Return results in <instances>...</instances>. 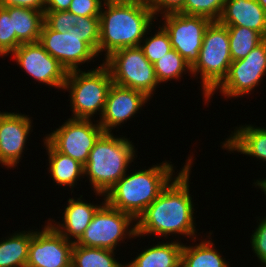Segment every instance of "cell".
Wrapping results in <instances>:
<instances>
[{
    "label": "cell",
    "mask_w": 266,
    "mask_h": 267,
    "mask_svg": "<svg viewBox=\"0 0 266 267\" xmlns=\"http://www.w3.org/2000/svg\"><path fill=\"white\" fill-rule=\"evenodd\" d=\"M75 26L82 32L83 41H85L98 55L99 44V17L79 16Z\"/></svg>",
    "instance_id": "obj_33"
},
{
    "label": "cell",
    "mask_w": 266,
    "mask_h": 267,
    "mask_svg": "<svg viewBox=\"0 0 266 267\" xmlns=\"http://www.w3.org/2000/svg\"><path fill=\"white\" fill-rule=\"evenodd\" d=\"M231 63L228 29L218 21H212L205 30L199 59L191 68L192 77L201 80L204 102L226 77Z\"/></svg>",
    "instance_id": "obj_6"
},
{
    "label": "cell",
    "mask_w": 266,
    "mask_h": 267,
    "mask_svg": "<svg viewBox=\"0 0 266 267\" xmlns=\"http://www.w3.org/2000/svg\"><path fill=\"white\" fill-rule=\"evenodd\" d=\"M102 63L109 69L113 83L139 90L153 98L159 82L152 63L138 47L122 48L112 52Z\"/></svg>",
    "instance_id": "obj_7"
},
{
    "label": "cell",
    "mask_w": 266,
    "mask_h": 267,
    "mask_svg": "<svg viewBox=\"0 0 266 267\" xmlns=\"http://www.w3.org/2000/svg\"><path fill=\"white\" fill-rule=\"evenodd\" d=\"M94 122V123H93ZM43 137L56 151L85 165L95 142L104 133L94 119L68 118L61 126Z\"/></svg>",
    "instance_id": "obj_10"
},
{
    "label": "cell",
    "mask_w": 266,
    "mask_h": 267,
    "mask_svg": "<svg viewBox=\"0 0 266 267\" xmlns=\"http://www.w3.org/2000/svg\"><path fill=\"white\" fill-rule=\"evenodd\" d=\"M12 19L13 31L21 43L38 42L44 24V12L29 8L3 7Z\"/></svg>",
    "instance_id": "obj_23"
},
{
    "label": "cell",
    "mask_w": 266,
    "mask_h": 267,
    "mask_svg": "<svg viewBox=\"0 0 266 267\" xmlns=\"http://www.w3.org/2000/svg\"><path fill=\"white\" fill-rule=\"evenodd\" d=\"M72 0H45V11H67Z\"/></svg>",
    "instance_id": "obj_37"
},
{
    "label": "cell",
    "mask_w": 266,
    "mask_h": 267,
    "mask_svg": "<svg viewBox=\"0 0 266 267\" xmlns=\"http://www.w3.org/2000/svg\"><path fill=\"white\" fill-rule=\"evenodd\" d=\"M218 22L252 29L266 39V13L256 0H226Z\"/></svg>",
    "instance_id": "obj_18"
},
{
    "label": "cell",
    "mask_w": 266,
    "mask_h": 267,
    "mask_svg": "<svg viewBox=\"0 0 266 267\" xmlns=\"http://www.w3.org/2000/svg\"><path fill=\"white\" fill-rule=\"evenodd\" d=\"M89 70H73L67 73L63 86L69 92L70 111L73 119H94L102 116L107 93L113 83L109 69L98 63ZM87 71V72H86Z\"/></svg>",
    "instance_id": "obj_5"
},
{
    "label": "cell",
    "mask_w": 266,
    "mask_h": 267,
    "mask_svg": "<svg viewBox=\"0 0 266 267\" xmlns=\"http://www.w3.org/2000/svg\"><path fill=\"white\" fill-rule=\"evenodd\" d=\"M253 186H255V188H259L262 192H264L265 196H266V178H262V179H257L254 180ZM266 199V198H265Z\"/></svg>",
    "instance_id": "obj_38"
},
{
    "label": "cell",
    "mask_w": 266,
    "mask_h": 267,
    "mask_svg": "<svg viewBox=\"0 0 266 267\" xmlns=\"http://www.w3.org/2000/svg\"><path fill=\"white\" fill-rule=\"evenodd\" d=\"M208 236L198 240L195 245L187 243L183 244L181 250L180 267H231L230 262L224 258L212 241L211 235L213 231H209ZM209 239V240H208Z\"/></svg>",
    "instance_id": "obj_22"
},
{
    "label": "cell",
    "mask_w": 266,
    "mask_h": 267,
    "mask_svg": "<svg viewBox=\"0 0 266 267\" xmlns=\"http://www.w3.org/2000/svg\"><path fill=\"white\" fill-rule=\"evenodd\" d=\"M0 7H20L45 11V0H0Z\"/></svg>",
    "instance_id": "obj_36"
},
{
    "label": "cell",
    "mask_w": 266,
    "mask_h": 267,
    "mask_svg": "<svg viewBox=\"0 0 266 267\" xmlns=\"http://www.w3.org/2000/svg\"><path fill=\"white\" fill-rule=\"evenodd\" d=\"M13 61L33 80L62 90L67 70L39 42L21 44L12 54Z\"/></svg>",
    "instance_id": "obj_13"
},
{
    "label": "cell",
    "mask_w": 266,
    "mask_h": 267,
    "mask_svg": "<svg viewBox=\"0 0 266 267\" xmlns=\"http://www.w3.org/2000/svg\"><path fill=\"white\" fill-rule=\"evenodd\" d=\"M104 200V201H103ZM67 205L64 207L62 213V221H55V219H48L51 224L67 241L76 243L83 235L85 229L90 224L96 211L106 202L103 197L102 202L91 203L80 197H70L67 200Z\"/></svg>",
    "instance_id": "obj_17"
},
{
    "label": "cell",
    "mask_w": 266,
    "mask_h": 267,
    "mask_svg": "<svg viewBox=\"0 0 266 267\" xmlns=\"http://www.w3.org/2000/svg\"><path fill=\"white\" fill-rule=\"evenodd\" d=\"M38 42L60 62L67 72L81 70L79 68L81 65L91 61L94 63L95 60L100 59L97 53L83 41L82 32L76 26L60 33L52 30L44 22Z\"/></svg>",
    "instance_id": "obj_11"
},
{
    "label": "cell",
    "mask_w": 266,
    "mask_h": 267,
    "mask_svg": "<svg viewBox=\"0 0 266 267\" xmlns=\"http://www.w3.org/2000/svg\"><path fill=\"white\" fill-rule=\"evenodd\" d=\"M156 27H158L156 30L157 32H151V27L147 31L139 46L143 50L144 56L152 64H154V62L163 57L164 54L168 53L172 49L168 33L161 25ZM152 33H154V35Z\"/></svg>",
    "instance_id": "obj_28"
},
{
    "label": "cell",
    "mask_w": 266,
    "mask_h": 267,
    "mask_svg": "<svg viewBox=\"0 0 266 267\" xmlns=\"http://www.w3.org/2000/svg\"><path fill=\"white\" fill-rule=\"evenodd\" d=\"M32 229L15 231L0 240V267H26Z\"/></svg>",
    "instance_id": "obj_24"
},
{
    "label": "cell",
    "mask_w": 266,
    "mask_h": 267,
    "mask_svg": "<svg viewBox=\"0 0 266 267\" xmlns=\"http://www.w3.org/2000/svg\"><path fill=\"white\" fill-rule=\"evenodd\" d=\"M79 16L70 11L44 12V22L54 31L64 33L78 22Z\"/></svg>",
    "instance_id": "obj_32"
},
{
    "label": "cell",
    "mask_w": 266,
    "mask_h": 267,
    "mask_svg": "<svg viewBox=\"0 0 266 267\" xmlns=\"http://www.w3.org/2000/svg\"><path fill=\"white\" fill-rule=\"evenodd\" d=\"M264 76H266V39L253 48L245 58L232 61L226 77L206 97L205 103L209 105L217 91L225 100L251 95L255 88L260 86Z\"/></svg>",
    "instance_id": "obj_9"
},
{
    "label": "cell",
    "mask_w": 266,
    "mask_h": 267,
    "mask_svg": "<svg viewBox=\"0 0 266 267\" xmlns=\"http://www.w3.org/2000/svg\"><path fill=\"white\" fill-rule=\"evenodd\" d=\"M150 100L151 98L139 90L112 83L102 116L97 121L104 132H112L118 126L121 128L122 124L127 123L126 121H131Z\"/></svg>",
    "instance_id": "obj_16"
},
{
    "label": "cell",
    "mask_w": 266,
    "mask_h": 267,
    "mask_svg": "<svg viewBox=\"0 0 266 267\" xmlns=\"http://www.w3.org/2000/svg\"><path fill=\"white\" fill-rule=\"evenodd\" d=\"M226 0H184L179 11L186 15L203 16L211 21H218Z\"/></svg>",
    "instance_id": "obj_29"
},
{
    "label": "cell",
    "mask_w": 266,
    "mask_h": 267,
    "mask_svg": "<svg viewBox=\"0 0 266 267\" xmlns=\"http://www.w3.org/2000/svg\"><path fill=\"white\" fill-rule=\"evenodd\" d=\"M257 228L252 231L250 243L251 249L260 262V267H266V215L264 217H256ZM259 221V222H258Z\"/></svg>",
    "instance_id": "obj_31"
},
{
    "label": "cell",
    "mask_w": 266,
    "mask_h": 267,
    "mask_svg": "<svg viewBox=\"0 0 266 267\" xmlns=\"http://www.w3.org/2000/svg\"><path fill=\"white\" fill-rule=\"evenodd\" d=\"M105 0H72L68 11L83 17H99Z\"/></svg>",
    "instance_id": "obj_34"
},
{
    "label": "cell",
    "mask_w": 266,
    "mask_h": 267,
    "mask_svg": "<svg viewBox=\"0 0 266 267\" xmlns=\"http://www.w3.org/2000/svg\"><path fill=\"white\" fill-rule=\"evenodd\" d=\"M32 117L21 112L0 111V164L8 170L18 167L28 138L33 132ZM26 148V150H25Z\"/></svg>",
    "instance_id": "obj_15"
},
{
    "label": "cell",
    "mask_w": 266,
    "mask_h": 267,
    "mask_svg": "<svg viewBox=\"0 0 266 267\" xmlns=\"http://www.w3.org/2000/svg\"><path fill=\"white\" fill-rule=\"evenodd\" d=\"M126 136L104 132L95 142L84 165V177L96 197L105 194L127 173L135 162L137 148Z\"/></svg>",
    "instance_id": "obj_4"
},
{
    "label": "cell",
    "mask_w": 266,
    "mask_h": 267,
    "mask_svg": "<svg viewBox=\"0 0 266 267\" xmlns=\"http://www.w3.org/2000/svg\"><path fill=\"white\" fill-rule=\"evenodd\" d=\"M147 1L156 18L169 13H177L182 9L184 5V0H147Z\"/></svg>",
    "instance_id": "obj_35"
},
{
    "label": "cell",
    "mask_w": 266,
    "mask_h": 267,
    "mask_svg": "<svg viewBox=\"0 0 266 267\" xmlns=\"http://www.w3.org/2000/svg\"><path fill=\"white\" fill-rule=\"evenodd\" d=\"M44 149H46V153L48 155V173L51 176L53 183H56L55 186L58 185L64 187H70L72 190L71 194L74 191V187L77 186V181H82L84 177V165L74 160L73 158L56 151L44 138ZM82 178V180H81Z\"/></svg>",
    "instance_id": "obj_20"
},
{
    "label": "cell",
    "mask_w": 266,
    "mask_h": 267,
    "mask_svg": "<svg viewBox=\"0 0 266 267\" xmlns=\"http://www.w3.org/2000/svg\"><path fill=\"white\" fill-rule=\"evenodd\" d=\"M266 13V0H256Z\"/></svg>",
    "instance_id": "obj_39"
},
{
    "label": "cell",
    "mask_w": 266,
    "mask_h": 267,
    "mask_svg": "<svg viewBox=\"0 0 266 267\" xmlns=\"http://www.w3.org/2000/svg\"><path fill=\"white\" fill-rule=\"evenodd\" d=\"M194 154L189 155L178 174L160 192L159 196L138 216L136 236H158L159 239L170 236H184L197 241L195 208L190 194V174L194 165ZM195 219V220H194ZM150 234V235H149ZM178 234V235H177ZM161 237V238H160Z\"/></svg>",
    "instance_id": "obj_1"
},
{
    "label": "cell",
    "mask_w": 266,
    "mask_h": 267,
    "mask_svg": "<svg viewBox=\"0 0 266 267\" xmlns=\"http://www.w3.org/2000/svg\"><path fill=\"white\" fill-rule=\"evenodd\" d=\"M220 147L231 154L234 152L244 154L255 159L266 161V127L245 124L235 126Z\"/></svg>",
    "instance_id": "obj_19"
},
{
    "label": "cell",
    "mask_w": 266,
    "mask_h": 267,
    "mask_svg": "<svg viewBox=\"0 0 266 267\" xmlns=\"http://www.w3.org/2000/svg\"><path fill=\"white\" fill-rule=\"evenodd\" d=\"M45 221L42 229L32 228L26 267H71L74 243Z\"/></svg>",
    "instance_id": "obj_14"
},
{
    "label": "cell",
    "mask_w": 266,
    "mask_h": 267,
    "mask_svg": "<svg viewBox=\"0 0 266 267\" xmlns=\"http://www.w3.org/2000/svg\"><path fill=\"white\" fill-rule=\"evenodd\" d=\"M153 66L159 84L164 83V86L168 81L174 79L179 81L187 73V76L192 77L191 67L175 49H171L164 54L163 57L154 62Z\"/></svg>",
    "instance_id": "obj_26"
},
{
    "label": "cell",
    "mask_w": 266,
    "mask_h": 267,
    "mask_svg": "<svg viewBox=\"0 0 266 267\" xmlns=\"http://www.w3.org/2000/svg\"><path fill=\"white\" fill-rule=\"evenodd\" d=\"M155 20L147 0H105L99 16L98 57L140 46Z\"/></svg>",
    "instance_id": "obj_2"
},
{
    "label": "cell",
    "mask_w": 266,
    "mask_h": 267,
    "mask_svg": "<svg viewBox=\"0 0 266 267\" xmlns=\"http://www.w3.org/2000/svg\"><path fill=\"white\" fill-rule=\"evenodd\" d=\"M229 34L230 55L232 61L245 58L250 51L265 38L252 29L240 26H226Z\"/></svg>",
    "instance_id": "obj_27"
},
{
    "label": "cell",
    "mask_w": 266,
    "mask_h": 267,
    "mask_svg": "<svg viewBox=\"0 0 266 267\" xmlns=\"http://www.w3.org/2000/svg\"><path fill=\"white\" fill-rule=\"evenodd\" d=\"M160 17L159 24L168 33L172 49H175L192 68L199 59L205 30L212 21L203 16L180 12Z\"/></svg>",
    "instance_id": "obj_12"
},
{
    "label": "cell",
    "mask_w": 266,
    "mask_h": 267,
    "mask_svg": "<svg viewBox=\"0 0 266 267\" xmlns=\"http://www.w3.org/2000/svg\"><path fill=\"white\" fill-rule=\"evenodd\" d=\"M164 242L144 247L136 257L126 263V267H180L183 242L178 240Z\"/></svg>",
    "instance_id": "obj_21"
},
{
    "label": "cell",
    "mask_w": 266,
    "mask_h": 267,
    "mask_svg": "<svg viewBox=\"0 0 266 267\" xmlns=\"http://www.w3.org/2000/svg\"><path fill=\"white\" fill-rule=\"evenodd\" d=\"M126 238L128 240L138 238L135 219L105 202L96 211L90 224L75 244L117 251V246L121 245V241L126 243Z\"/></svg>",
    "instance_id": "obj_8"
},
{
    "label": "cell",
    "mask_w": 266,
    "mask_h": 267,
    "mask_svg": "<svg viewBox=\"0 0 266 267\" xmlns=\"http://www.w3.org/2000/svg\"><path fill=\"white\" fill-rule=\"evenodd\" d=\"M171 163L165 160L147 169L128 170L105 194L106 202L136 220L178 174Z\"/></svg>",
    "instance_id": "obj_3"
},
{
    "label": "cell",
    "mask_w": 266,
    "mask_h": 267,
    "mask_svg": "<svg viewBox=\"0 0 266 267\" xmlns=\"http://www.w3.org/2000/svg\"><path fill=\"white\" fill-rule=\"evenodd\" d=\"M21 43L17 40L16 33L13 31L12 19L9 13L0 7V57L11 55Z\"/></svg>",
    "instance_id": "obj_30"
},
{
    "label": "cell",
    "mask_w": 266,
    "mask_h": 267,
    "mask_svg": "<svg viewBox=\"0 0 266 267\" xmlns=\"http://www.w3.org/2000/svg\"><path fill=\"white\" fill-rule=\"evenodd\" d=\"M117 251L76 245L72 248L71 267H126L115 258Z\"/></svg>",
    "instance_id": "obj_25"
}]
</instances>
